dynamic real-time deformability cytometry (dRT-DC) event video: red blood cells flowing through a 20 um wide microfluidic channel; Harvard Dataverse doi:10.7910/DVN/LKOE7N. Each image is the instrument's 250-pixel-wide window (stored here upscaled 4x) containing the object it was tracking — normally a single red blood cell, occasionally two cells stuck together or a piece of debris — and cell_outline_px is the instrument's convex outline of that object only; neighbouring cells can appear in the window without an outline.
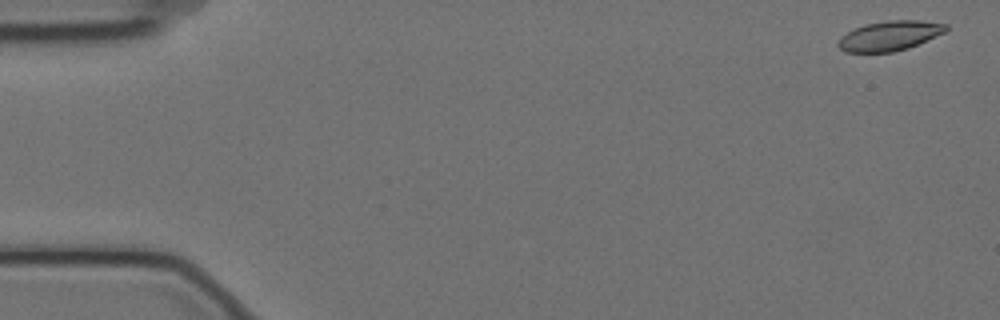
{"species": "Egyptian fruit bat (a non-hibernating species)", "species_latin": "Rousettus aegyptiacus", "temperature_condition": "cold", "stored_images_in_passage": 5, "camera_frame_rate_fps": 3000, "um_per_image_px": 0.085, "animal": {"sex": "female"}, "frame": {"image": 1, "passage_image": 1, "time_ms": 0.0, "image_size_px": [1000, 320], "cell_outline_px": [[948, 28], [944, 32], [908, 48], [892, 52], [844, 52], [836, 44], [840, 36], [856, 28], [868, 24], [888, 20], [920, 20], [948, 24]], "centroid_in_image_um": [75.6, 3.04], "position_along_channel_um": 9.4, "area_um2": 18.5}}
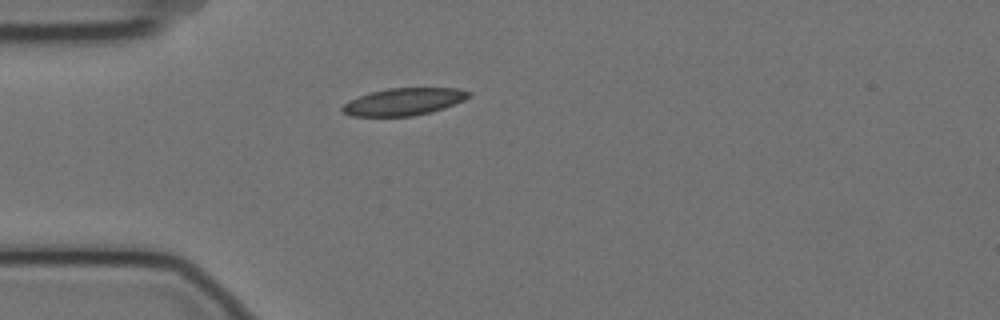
{"frame": {"image": 2, "passage_image": 5, "time_ms": 1.333, "image_size_px": [1000, 320], "cell_outline_px": [[472, 96], [464, 100], [444, 108], [412, 116], [352, 116], [344, 112], [340, 108], [348, 100], [372, 92], [388, 88], [456, 88], [472, 92]], "centroid_in_image_um": [34.34, 8.64], "position_along_channel_um": 50.7, "area_um2": 19.94}}